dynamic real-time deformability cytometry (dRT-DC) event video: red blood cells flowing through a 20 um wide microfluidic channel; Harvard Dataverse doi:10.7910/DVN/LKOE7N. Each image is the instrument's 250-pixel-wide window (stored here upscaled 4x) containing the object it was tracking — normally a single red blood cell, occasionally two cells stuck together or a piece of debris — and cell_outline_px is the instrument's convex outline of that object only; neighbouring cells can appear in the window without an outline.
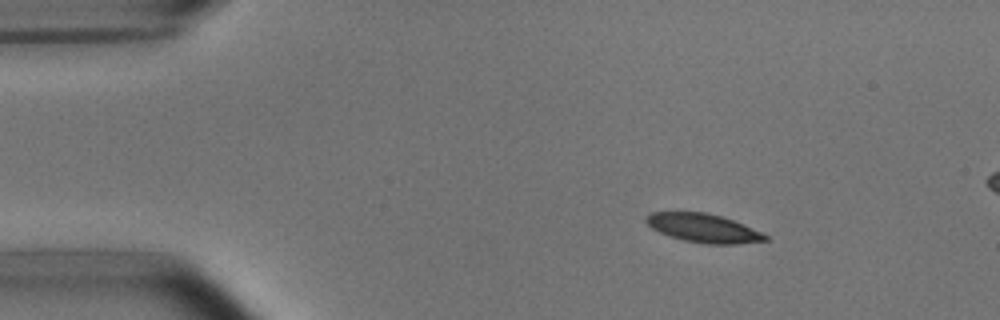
{"species": "common noctule bat (a hibernating species)", "species_latin": "Nyctalus noctula", "temperature_condition": "room temperature", "stored_images_in_passage": 4, "camera_frame_rate_fps": 3000, "um_per_image_px": 0.085, "animal": {"sex": "male", "body_mass_g": 15.6}, "frame": {"image": 1, "passage_image": 1, "time_ms": 0.0, "image_size_px": [1000, 320], "cell_outline_px": [[768, 240], [736, 244], [708, 244], [684, 240], [660, 232], [652, 228], [644, 220], [644, 216], [652, 212], [704, 212], [720, 216], [732, 220], [752, 228], [768, 236]], "centroid_in_image_um": [59.76, 19.38], "position_along_channel_um": 25.2, "area_um2": 19.59}}